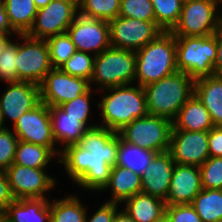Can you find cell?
Listing matches in <instances>:
<instances>
[{"label": "cell", "instance_id": "1", "mask_svg": "<svg viewBox=\"0 0 222 222\" xmlns=\"http://www.w3.org/2000/svg\"><path fill=\"white\" fill-rule=\"evenodd\" d=\"M119 134L102 126L89 128L78 144L61 150L59 166L82 192L100 193L117 164Z\"/></svg>", "mask_w": 222, "mask_h": 222}, {"label": "cell", "instance_id": "2", "mask_svg": "<svg viewBox=\"0 0 222 222\" xmlns=\"http://www.w3.org/2000/svg\"><path fill=\"white\" fill-rule=\"evenodd\" d=\"M95 105L100 114L99 126L120 131L133 120L148 115L144 88L138 84L111 87L98 91Z\"/></svg>", "mask_w": 222, "mask_h": 222}, {"label": "cell", "instance_id": "3", "mask_svg": "<svg viewBox=\"0 0 222 222\" xmlns=\"http://www.w3.org/2000/svg\"><path fill=\"white\" fill-rule=\"evenodd\" d=\"M136 53V71L134 83L144 87L159 81L177 69L176 39L171 32H162Z\"/></svg>", "mask_w": 222, "mask_h": 222}, {"label": "cell", "instance_id": "4", "mask_svg": "<svg viewBox=\"0 0 222 222\" xmlns=\"http://www.w3.org/2000/svg\"><path fill=\"white\" fill-rule=\"evenodd\" d=\"M194 83L189 74L177 71L144 86L148 114L173 121L194 94Z\"/></svg>", "mask_w": 222, "mask_h": 222}, {"label": "cell", "instance_id": "5", "mask_svg": "<svg viewBox=\"0 0 222 222\" xmlns=\"http://www.w3.org/2000/svg\"><path fill=\"white\" fill-rule=\"evenodd\" d=\"M135 71V51L110 46L95 56L90 86L95 91H100L111 87L134 84Z\"/></svg>", "mask_w": 222, "mask_h": 222}, {"label": "cell", "instance_id": "6", "mask_svg": "<svg viewBox=\"0 0 222 222\" xmlns=\"http://www.w3.org/2000/svg\"><path fill=\"white\" fill-rule=\"evenodd\" d=\"M178 71L197 79L213 76L216 33L210 36H175Z\"/></svg>", "mask_w": 222, "mask_h": 222}, {"label": "cell", "instance_id": "7", "mask_svg": "<svg viewBox=\"0 0 222 222\" xmlns=\"http://www.w3.org/2000/svg\"><path fill=\"white\" fill-rule=\"evenodd\" d=\"M172 127L171 120L148 114L125 125L118 134L131 145L161 153L169 150Z\"/></svg>", "mask_w": 222, "mask_h": 222}, {"label": "cell", "instance_id": "8", "mask_svg": "<svg viewBox=\"0 0 222 222\" xmlns=\"http://www.w3.org/2000/svg\"><path fill=\"white\" fill-rule=\"evenodd\" d=\"M219 0H184L174 36H210L220 28Z\"/></svg>", "mask_w": 222, "mask_h": 222}, {"label": "cell", "instance_id": "9", "mask_svg": "<svg viewBox=\"0 0 222 222\" xmlns=\"http://www.w3.org/2000/svg\"><path fill=\"white\" fill-rule=\"evenodd\" d=\"M51 69L46 40L32 38L27 34H17L18 81H29L40 85Z\"/></svg>", "mask_w": 222, "mask_h": 222}, {"label": "cell", "instance_id": "10", "mask_svg": "<svg viewBox=\"0 0 222 222\" xmlns=\"http://www.w3.org/2000/svg\"><path fill=\"white\" fill-rule=\"evenodd\" d=\"M164 32L155 21L117 16L109 22L110 46L137 51Z\"/></svg>", "mask_w": 222, "mask_h": 222}, {"label": "cell", "instance_id": "11", "mask_svg": "<svg viewBox=\"0 0 222 222\" xmlns=\"http://www.w3.org/2000/svg\"><path fill=\"white\" fill-rule=\"evenodd\" d=\"M5 172L15 199L50 198L49 192L58 186V180L48 175V169L12 164Z\"/></svg>", "mask_w": 222, "mask_h": 222}, {"label": "cell", "instance_id": "12", "mask_svg": "<svg viewBox=\"0 0 222 222\" xmlns=\"http://www.w3.org/2000/svg\"><path fill=\"white\" fill-rule=\"evenodd\" d=\"M79 2L52 0L48 5L37 10L28 36L36 39H47L67 32L78 14Z\"/></svg>", "mask_w": 222, "mask_h": 222}, {"label": "cell", "instance_id": "13", "mask_svg": "<svg viewBox=\"0 0 222 222\" xmlns=\"http://www.w3.org/2000/svg\"><path fill=\"white\" fill-rule=\"evenodd\" d=\"M11 128L18 140L49 147L60 156L61 151L57 149L52 134L49 106L45 103L40 102L35 108L21 115Z\"/></svg>", "mask_w": 222, "mask_h": 222}, {"label": "cell", "instance_id": "14", "mask_svg": "<svg viewBox=\"0 0 222 222\" xmlns=\"http://www.w3.org/2000/svg\"><path fill=\"white\" fill-rule=\"evenodd\" d=\"M39 87L41 102L49 107L72 101L91 88L88 80L71 76L59 68H52Z\"/></svg>", "mask_w": 222, "mask_h": 222}, {"label": "cell", "instance_id": "15", "mask_svg": "<svg viewBox=\"0 0 222 222\" xmlns=\"http://www.w3.org/2000/svg\"><path fill=\"white\" fill-rule=\"evenodd\" d=\"M76 50L99 55L110 47L109 22L77 14L67 29Z\"/></svg>", "mask_w": 222, "mask_h": 222}, {"label": "cell", "instance_id": "16", "mask_svg": "<svg viewBox=\"0 0 222 222\" xmlns=\"http://www.w3.org/2000/svg\"><path fill=\"white\" fill-rule=\"evenodd\" d=\"M7 86L0 94V110L4 125L6 120L14 123L21 115L35 108L41 102L40 87L29 81L5 83Z\"/></svg>", "mask_w": 222, "mask_h": 222}, {"label": "cell", "instance_id": "17", "mask_svg": "<svg viewBox=\"0 0 222 222\" xmlns=\"http://www.w3.org/2000/svg\"><path fill=\"white\" fill-rule=\"evenodd\" d=\"M168 151L175 163L200 167L210 157L208 131L172 129Z\"/></svg>", "mask_w": 222, "mask_h": 222}, {"label": "cell", "instance_id": "18", "mask_svg": "<svg viewBox=\"0 0 222 222\" xmlns=\"http://www.w3.org/2000/svg\"><path fill=\"white\" fill-rule=\"evenodd\" d=\"M202 189L198 166L175 163L165 203L166 205L192 204Z\"/></svg>", "mask_w": 222, "mask_h": 222}, {"label": "cell", "instance_id": "19", "mask_svg": "<svg viewBox=\"0 0 222 222\" xmlns=\"http://www.w3.org/2000/svg\"><path fill=\"white\" fill-rule=\"evenodd\" d=\"M175 162L169 151L156 153L142 172V193L166 199Z\"/></svg>", "mask_w": 222, "mask_h": 222}, {"label": "cell", "instance_id": "20", "mask_svg": "<svg viewBox=\"0 0 222 222\" xmlns=\"http://www.w3.org/2000/svg\"><path fill=\"white\" fill-rule=\"evenodd\" d=\"M142 190V177L133 171L115 165L111 167L108 184L101 192L108 191L109 199L106 202L122 204Z\"/></svg>", "mask_w": 222, "mask_h": 222}, {"label": "cell", "instance_id": "21", "mask_svg": "<svg viewBox=\"0 0 222 222\" xmlns=\"http://www.w3.org/2000/svg\"><path fill=\"white\" fill-rule=\"evenodd\" d=\"M52 123V134L58 149L78 144L88 128L81 122V118L68 116L58 106L49 107ZM63 147V148H61Z\"/></svg>", "mask_w": 222, "mask_h": 222}, {"label": "cell", "instance_id": "22", "mask_svg": "<svg viewBox=\"0 0 222 222\" xmlns=\"http://www.w3.org/2000/svg\"><path fill=\"white\" fill-rule=\"evenodd\" d=\"M3 215V222H49L50 199H15Z\"/></svg>", "mask_w": 222, "mask_h": 222}, {"label": "cell", "instance_id": "23", "mask_svg": "<svg viewBox=\"0 0 222 222\" xmlns=\"http://www.w3.org/2000/svg\"><path fill=\"white\" fill-rule=\"evenodd\" d=\"M172 125V129L187 131H209L215 126L210 113L195 94L182 106Z\"/></svg>", "mask_w": 222, "mask_h": 222}, {"label": "cell", "instance_id": "24", "mask_svg": "<svg viewBox=\"0 0 222 222\" xmlns=\"http://www.w3.org/2000/svg\"><path fill=\"white\" fill-rule=\"evenodd\" d=\"M121 207L135 222H157L166 211L164 199L142 192L125 200Z\"/></svg>", "mask_w": 222, "mask_h": 222}, {"label": "cell", "instance_id": "25", "mask_svg": "<svg viewBox=\"0 0 222 222\" xmlns=\"http://www.w3.org/2000/svg\"><path fill=\"white\" fill-rule=\"evenodd\" d=\"M194 94L211 115L215 126H222V77L209 76L197 79Z\"/></svg>", "mask_w": 222, "mask_h": 222}, {"label": "cell", "instance_id": "26", "mask_svg": "<svg viewBox=\"0 0 222 222\" xmlns=\"http://www.w3.org/2000/svg\"><path fill=\"white\" fill-rule=\"evenodd\" d=\"M79 194H64L57 199L50 198L49 222H85L88 207Z\"/></svg>", "mask_w": 222, "mask_h": 222}, {"label": "cell", "instance_id": "27", "mask_svg": "<svg viewBox=\"0 0 222 222\" xmlns=\"http://www.w3.org/2000/svg\"><path fill=\"white\" fill-rule=\"evenodd\" d=\"M57 159V160H56ZM59 163V157L49 148L19 140L13 164L29 168L48 169L52 161Z\"/></svg>", "mask_w": 222, "mask_h": 222}, {"label": "cell", "instance_id": "28", "mask_svg": "<svg viewBox=\"0 0 222 222\" xmlns=\"http://www.w3.org/2000/svg\"><path fill=\"white\" fill-rule=\"evenodd\" d=\"M11 28L17 34H27L33 26L37 8L33 0H4Z\"/></svg>", "mask_w": 222, "mask_h": 222}, {"label": "cell", "instance_id": "29", "mask_svg": "<svg viewBox=\"0 0 222 222\" xmlns=\"http://www.w3.org/2000/svg\"><path fill=\"white\" fill-rule=\"evenodd\" d=\"M202 222L222 221V189H202L191 204Z\"/></svg>", "mask_w": 222, "mask_h": 222}, {"label": "cell", "instance_id": "30", "mask_svg": "<svg viewBox=\"0 0 222 222\" xmlns=\"http://www.w3.org/2000/svg\"><path fill=\"white\" fill-rule=\"evenodd\" d=\"M156 153L139 148L123 141L119 136V148L117 155L118 166L127 168L136 174L142 175V172L151 162Z\"/></svg>", "mask_w": 222, "mask_h": 222}, {"label": "cell", "instance_id": "31", "mask_svg": "<svg viewBox=\"0 0 222 222\" xmlns=\"http://www.w3.org/2000/svg\"><path fill=\"white\" fill-rule=\"evenodd\" d=\"M96 94H98V91H95L93 88H90L86 93L76 97L72 101L61 104L58 107L63 110L66 114H68V116H73L74 118H81V122L88 129L96 127L98 126V123H94L96 118L94 116L92 117L91 114L93 113L92 107H94L92 106V102L96 99L93 96L96 97ZM92 118L94 120H92Z\"/></svg>", "mask_w": 222, "mask_h": 222}, {"label": "cell", "instance_id": "32", "mask_svg": "<svg viewBox=\"0 0 222 222\" xmlns=\"http://www.w3.org/2000/svg\"><path fill=\"white\" fill-rule=\"evenodd\" d=\"M121 0H79L78 13L110 22L119 16Z\"/></svg>", "mask_w": 222, "mask_h": 222}, {"label": "cell", "instance_id": "33", "mask_svg": "<svg viewBox=\"0 0 222 222\" xmlns=\"http://www.w3.org/2000/svg\"><path fill=\"white\" fill-rule=\"evenodd\" d=\"M155 22L164 31L170 32L177 24L184 0H151Z\"/></svg>", "mask_w": 222, "mask_h": 222}, {"label": "cell", "instance_id": "34", "mask_svg": "<svg viewBox=\"0 0 222 222\" xmlns=\"http://www.w3.org/2000/svg\"><path fill=\"white\" fill-rule=\"evenodd\" d=\"M52 68H60L76 51L68 33L54 35L46 39Z\"/></svg>", "mask_w": 222, "mask_h": 222}, {"label": "cell", "instance_id": "35", "mask_svg": "<svg viewBox=\"0 0 222 222\" xmlns=\"http://www.w3.org/2000/svg\"><path fill=\"white\" fill-rule=\"evenodd\" d=\"M94 60L95 55L76 50L59 69L71 76L80 77L90 82L93 74Z\"/></svg>", "mask_w": 222, "mask_h": 222}, {"label": "cell", "instance_id": "36", "mask_svg": "<svg viewBox=\"0 0 222 222\" xmlns=\"http://www.w3.org/2000/svg\"><path fill=\"white\" fill-rule=\"evenodd\" d=\"M0 81L4 84L18 81L17 35L0 53Z\"/></svg>", "mask_w": 222, "mask_h": 222}, {"label": "cell", "instance_id": "37", "mask_svg": "<svg viewBox=\"0 0 222 222\" xmlns=\"http://www.w3.org/2000/svg\"><path fill=\"white\" fill-rule=\"evenodd\" d=\"M119 16L142 21H155L151 0H121Z\"/></svg>", "mask_w": 222, "mask_h": 222}, {"label": "cell", "instance_id": "38", "mask_svg": "<svg viewBox=\"0 0 222 222\" xmlns=\"http://www.w3.org/2000/svg\"><path fill=\"white\" fill-rule=\"evenodd\" d=\"M199 168L204 189H222V157H209Z\"/></svg>", "mask_w": 222, "mask_h": 222}, {"label": "cell", "instance_id": "39", "mask_svg": "<svg viewBox=\"0 0 222 222\" xmlns=\"http://www.w3.org/2000/svg\"><path fill=\"white\" fill-rule=\"evenodd\" d=\"M18 142L12 128L0 129V171H6L13 164Z\"/></svg>", "mask_w": 222, "mask_h": 222}, {"label": "cell", "instance_id": "40", "mask_svg": "<svg viewBox=\"0 0 222 222\" xmlns=\"http://www.w3.org/2000/svg\"><path fill=\"white\" fill-rule=\"evenodd\" d=\"M165 215L171 222H202L191 204L166 205Z\"/></svg>", "mask_w": 222, "mask_h": 222}, {"label": "cell", "instance_id": "41", "mask_svg": "<svg viewBox=\"0 0 222 222\" xmlns=\"http://www.w3.org/2000/svg\"><path fill=\"white\" fill-rule=\"evenodd\" d=\"M121 208L120 204L104 201L96 210L89 209L86 213L85 222H112L116 212ZM91 211L90 217L88 216Z\"/></svg>", "mask_w": 222, "mask_h": 222}, {"label": "cell", "instance_id": "42", "mask_svg": "<svg viewBox=\"0 0 222 222\" xmlns=\"http://www.w3.org/2000/svg\"><path fill=\"white\" fill-rule=\"evenodd\" d=\"M210 157H222V126H214L208 131Z\"/></svg>", "mask_w": 222, "mask_h": 222}, {"label": "cell", "instance_id": "43", "mask_svg": "<svg viewBox=\"0 0 222 222\" xmlns=\"http://www.w3.org/2000/svg\"><path fill=\"white\" fill-rule=\"evenodd\" d=\"M15 200L5 171H0V214Z\"/></svg>", "mask_w": 222, "mask_h": 222}, {"label": "cell", "instance_id": "44", "mask_svg": "<svg viewBox=\"0 0 222 222\" xmlns=\"http://www.w3.org/2000/svg\"><path fill=\"white\" fill-rule=\"evenodd\" d=\"M216 62L213 67V74L222 77V28L216 32Z\"/></svg>", "mask_w": 222, "mask_h": 222}, {"label": "cell", "instance_id": "45", "mask_svg": "<svg viewBox=\"0 0 222 222\" xmlns=\"http://www.w3.org/2000/svg\"><path fill=\"white\" fill-rule=\"evenodd\" d=\"M0 32L16 33L10 26L8 16L4 7V0H0Z\"/></svg>", "mask_w": 222, "mask_h": 222}, {"label": "cell", "instance_id": "46", "mask_svg": "<svg viewBox=\"0 0 222 222\" xmlns=\"http://www.w3.org/2000/svg\"><path fill=\"white\" fill-rule=\"evenodd\" d=\"M16 35H17V33H2V32H0V53L4 51L6 46L14 39V37Z\"/></svg>", "mask_w": 222, "mask_h": 222}, {"label": "cell", "instance_id": "47", "mask_svg": "<svg viewBox=\"0 0 222 222\" xmlns=\"http://www.w3.org/2000/svg\"><path fill=\"white\" fill-rule=\"evenodd\" d=\"M112 222H135L122 207L116 212Z\"/></svg>", "mask_w": 222, "mask_h": 222}, {"label": "cell", "instance_id": "48", "mask_svg": "<svg viewBox=\"0 0 222 222\" xmlns=\"http://www.w3.org/2000/svg\"><path fill=\"white\" fill-rule=\"evenodd\" d=\"M37 9L43 8L48 5L52 0H33Z\"/></svg>", "mask_w": 222, "mask_h": 222}, {"label": "cell", "instance_id": "49", "mask_svg": "<svg viewBox=\"0 0 222 222\" xmlns=\"http://www.w3.org/2000/svg\"><path fill=\"white\" fill-rule=\"evenodd\" d=\"M219 6H220V26H221V28H222V0H219Z\"/></svg>", "mask_w": 222, "mask_h": 222}, {"label": "cell", "instance_id": "50", "mask_svg": "<svg viewBox=\"0 0 222 222\" xmlns=\"http://www.w3.org/2000/svg\"><path fill=\"white\" fill-rule=\"evenodd\" d=\"M157 222H171V220L166 216L164 215L161 219H159Z\"/></svg>", "mask_w": 222, "mask_h": 222}, {"label": "cell", "instance_id": "51", "mask_svg": "<svg viewBox=\"0 0 222 222\" xmlns=\"http://www.w3.org/2000/svg\"><path fill=\"white\" fill-rule=\"evenodd\" d=\"M5 127L6 126L4 125V121H3V118H2V113H1V110H0V129H3Z\"/></svg>", "mask_w": 222, "mask_h": 222}, {"label": "cell", "instance_id": "52", "mask_svg": "<svg viewBox=\"0 0 222 222\" xmlns=\"http://www.w3.org/2000/svg\"><path fill=\"white\" fill-rule=\"evenodd\" d=\"M62 1L79 2V0H62Z\"/></svg>", "mask_w": 222, "mask_h": 222}, {"label": "cell", "instance_id": "53", "mask_svg": "<svg viewBox=\"0 0 222 222\" xmlns=\"http://www.w3.org/2000/svg\"><path fill=\"white\" fill-rule=\"evenodd\" d=\"M0 222H3V215L0 214Z\"/></svg>", "mask_w": 222, "mask_h": 222}]
</instances>
